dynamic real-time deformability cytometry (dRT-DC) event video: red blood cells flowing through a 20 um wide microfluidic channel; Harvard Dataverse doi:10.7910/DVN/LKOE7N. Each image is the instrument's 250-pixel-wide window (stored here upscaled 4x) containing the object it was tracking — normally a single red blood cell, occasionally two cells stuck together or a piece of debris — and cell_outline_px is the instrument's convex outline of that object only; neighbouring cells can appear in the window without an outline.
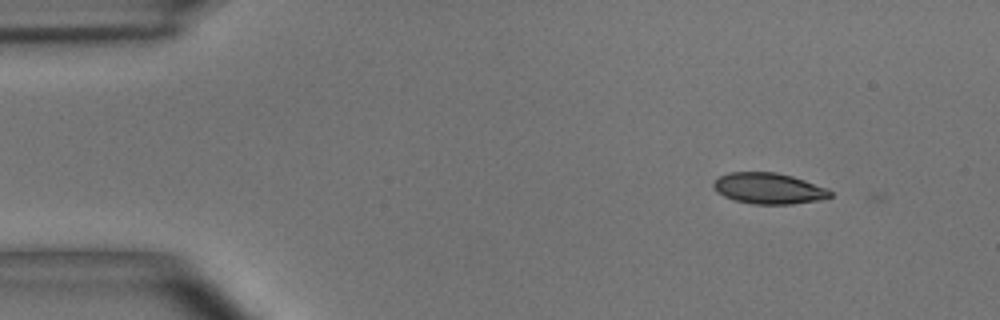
{"species": "common noctule bat (a hibernating species)", "species_latin": "Nyctalus noctula", "temperature_condition": "room temperature", "stored_images_in_passage": 3, "camera_frame_rate_fps": 3000, "um_per_image_px": 0.085, "animal": {"sex": "male", "body_mass_g": 15.6}, "frame": {"image": 1, "passage_image": 2, "time_ms": 0.333, "image_size_px": [1000, 320], "cell_outline_px": [[832, 196], [820, 200], [792, 204], [752, 204], [736, 200], [724, 196], [716, 192], [712, 184], [720, 176], [728, 172], [776, 172], [792, 176], [828, 188], [832, 192]], "centroid_in_image_um": [65.35, 16.01], "position_along_channel_um": 19.7, "area_um2": 21.1}}